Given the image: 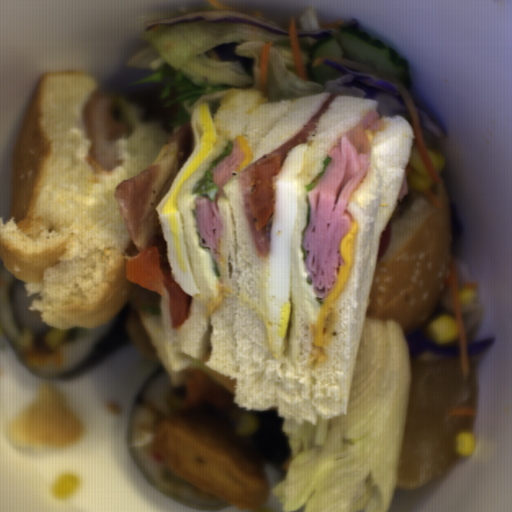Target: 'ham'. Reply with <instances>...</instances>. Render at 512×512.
<instances>
[{
    "instance_id": "ham-1",
    "label": "ham",
    "mask_w": 512,
    "mask_h": 512,
    "mask_svg": "<svg viewBox=\"0 0 512 512\" xmlns=\"http://www.w3.org/2000/svg\"><path fill=\"white\" fill-rule=\"evenodd\" d=\"M385 121L376 109H370L360 123L341 136L328 151L332 159L309 190L310 217L304 232L305 268L313 294L325 301L338 283L342 238L354 221L347 210L350 198L370 168L371 143L365 130L377 131Z\"/></svg>"
},
{
    "instance_id": "ham-2",
    "label": "ham",
    "mask_w": 512,
    "mask_h": 512,
    "mask_svg": "<svg viewBox=\"0 0 512 512\" xmlns=\"http://www.w3.org/2000/svg\"><path fill=\"white\" fill-rule=\"evenodd\" d=\"M194 148L193 127L188 122L170 137L152 165L115 187L119 212L140 254L158 240H165L157 207L170 192Z\"/></svg>"
},
{
    "instance_id": "ham-3",
    "label": "ham",
    "mask_w": 512,
    "mask_h": 512,
    "mask_svg": "<svg viewBox=\"0 0 512 512\" xmlns=\"http://www.w3.org/2000/svg\"><path fill=\"white\" fill-rule=\"evenodd\" d=\"M231 142V154L225 156L211 170L212 180L218 187L214 200L212 201L206 196H199L195 200L197 230L200 235L201 244L204 247H210L217 266H220L219 260L221 259L219 239L224 231V219L218 208L217 201L220 196H224L223 186L235 176L246 157L245 152L240 148L238 137Z\"/></svg>"
},
{
    "instance_id": "ham-4",
    "label": "ham",
    "mask_w": 512,
    "mask_h": 512,
    "mask_svg": "<svg viewBox=\"0 0 512 512\" xmlns=\"http://www.w3.org/2000/svg\"><path fill=\"white\" fill-rule=\"evenodd\" d=\"M339 96L338 93L331 94L330 97L323 103L320 109L311 117L308 123L293 137L285 141L283 144L269 152L267 155L248 166L240 172L239 175V187L242 197V203L244 211L250 226L254 246L256 253L259 257L267 256L271 246L270 236L273 225L274 213L269 216L267 223L257 231L255 218L251 209V197L253 187V171L255 167L259 166L266 160H269L275 156L281 157V170L284 163L292 149L299 146L301 143H308V137L312 131H315L318 122L334 100Z\"/></svg>"
}]
</instances>
